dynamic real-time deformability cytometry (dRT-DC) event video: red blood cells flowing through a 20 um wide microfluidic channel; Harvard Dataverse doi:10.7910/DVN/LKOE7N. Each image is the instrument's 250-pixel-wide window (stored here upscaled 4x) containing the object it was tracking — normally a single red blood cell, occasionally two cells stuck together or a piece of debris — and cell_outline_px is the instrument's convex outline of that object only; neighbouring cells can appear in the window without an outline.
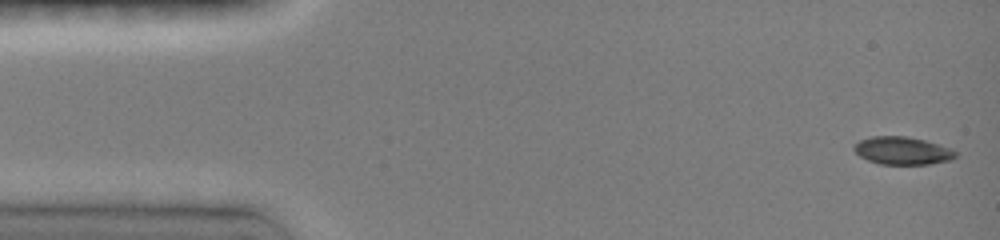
{"species": "common noctule bat (a hibernating species)", "species_latin": "Nyctalus noctula", "temperature_condition": "room temperature", "stored_images_in_passage": 48, "camera_frame_rate_fps": 3000, "um_per_image_px": 0.085, "animal": {"sex": "female", "body_mass_g": 19.0, "forearm_length_mm": 51.5}, "frame": {"image": 1, "passage_image": 1, "time_ms": 0.0, "image_size_px": [1000, 240], "cell_outline_px": [[956, 156], [948, 160], [928, 164], [880, 164], [868, 160], [860, 156], [852, 148], [860, 140], [872, 136], [904, 136], [924, 140], [948, 148], [956, 152]], "centroid_in_image_um": [76.65, 12.81], "position_along_channel_um": 8.3, "area_um2": 16.07}}
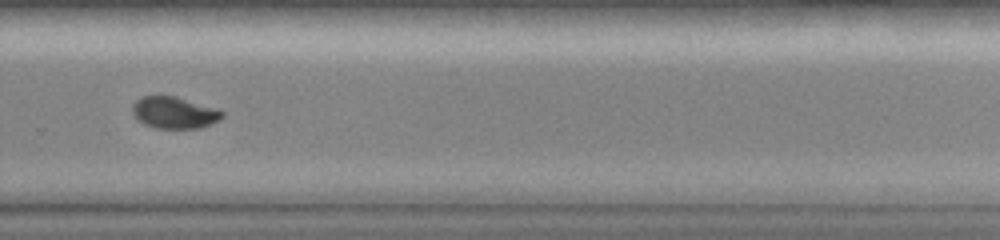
{"frame": {"image": 2, "passage_image": 33, "time_ms": 10.333, "image_size_px": [1000, 240], "cell_outline_px": [[224, 116], [220, 120], [200, 128], [156, 128], [144, 124], [136, 120], [132, 112], [132, 104], [136, 100], [144, 96], [176, 96], [220, 108], [224, 112]], "centroid_in_image_um": [14.84, 9.57], "position_along_channel_um": 315.0, "area_um2": 16.94}}
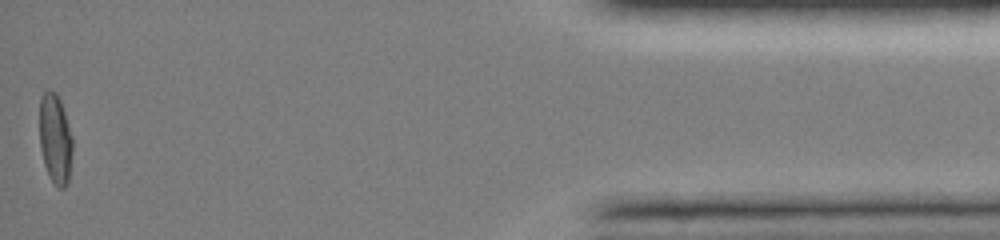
{"frame": {"image": 3, "passage_image": 48, "time_ms": 15.0, "image_size_px": [1000, 240], "cell_outline_px": [[72, 152], [68, 180], [64, 188], [60, 188], [48, 176], [44, 164], [40, 148], [40, 96], [48, 88], [56, 92], [60, 100], [72, 136]], "centroid_in_image_um": [4.68, 11.77], "position_along_channel_um": 430.5, "area_um2": 17.22}, "authors_computed_cell_mechanics": {"area_um2": 17.051, "velocity_mm_per_s": 4.0929, "shape_relaxation_time_tau1_ms": 4.1143, "shape_relaxation_time_tau2_ms": 3.3325, "deformation_change_tau1": 0.1636, "deformation_change_tau2": 0.0266}}